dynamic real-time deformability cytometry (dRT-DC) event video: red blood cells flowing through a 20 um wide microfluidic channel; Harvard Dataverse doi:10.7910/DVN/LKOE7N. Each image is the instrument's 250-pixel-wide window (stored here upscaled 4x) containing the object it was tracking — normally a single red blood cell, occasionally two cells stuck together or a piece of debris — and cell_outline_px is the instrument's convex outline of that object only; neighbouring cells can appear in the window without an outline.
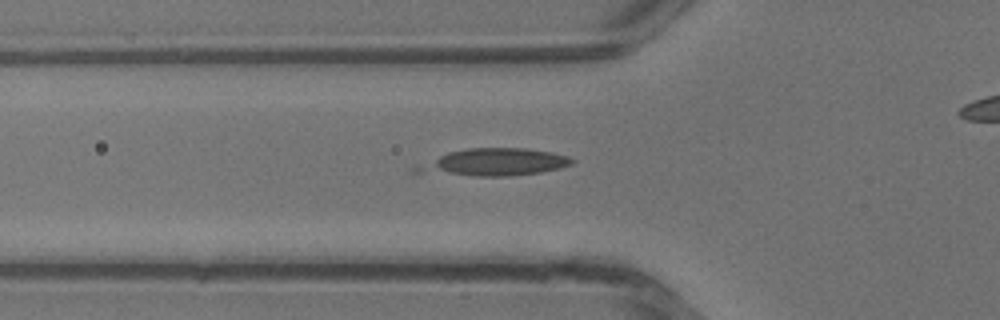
{"species": "common noctule bat (a hibernating species)", "species_latin": "Nyctalus noctula", "temperature_condition": "warm", "stored_images_in_passage": 25, "camera_frame_rate_fps": 3000, "um_per_image_px": 0.085, "animal": {"sex": "male", "body_mass_g": 13.3}, "frame": {"image": 1, "passage_image": 7, "time_ms": 2.0, "image_size_px": [1000, 320], "cell_outline_px": [[576, 160], [572, 164], [560, 168], [540, 172], [512, 176], [476, 176], [448, 172], [440, 168], [436, 164], [436, 160], [440, 156], [448, 152], [468, 148], [524, 148], [552, 152], [568, 156]], "centroid_in_image_um": [42.61, 13.74], "position_along_channel_um": 83.2, "area_um2": 22.14}}
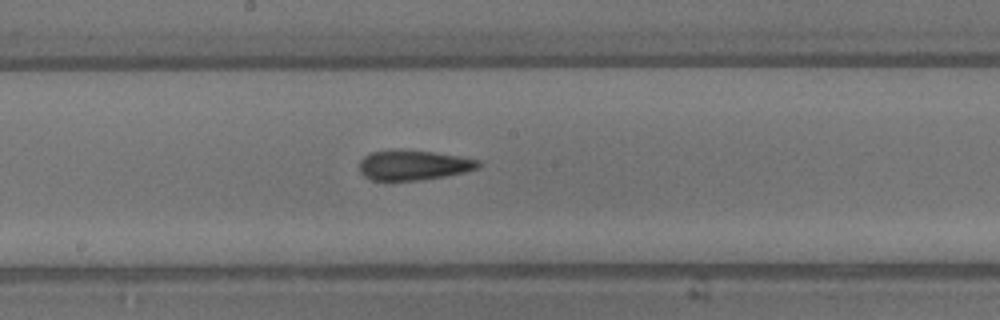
{"frame": {"image": 2, "passage_image": 14, "time_ms": 4.333, "image_size_px": [1000, 320], "cell_outline_px": [[484, 164], [476, 168], [464, 172], [444, 176], [420, 180], [372, 180], [364, 176], [360, 172], [360, 160], [364, 156], [372, 152], [392, 148], [400, 148], [432, 152], [460, 156], [480, 160]], "centroid_in_image_um": [35.13, 14.01], "position_along_channel_um": 213.1, "area_um2": 21.04}}
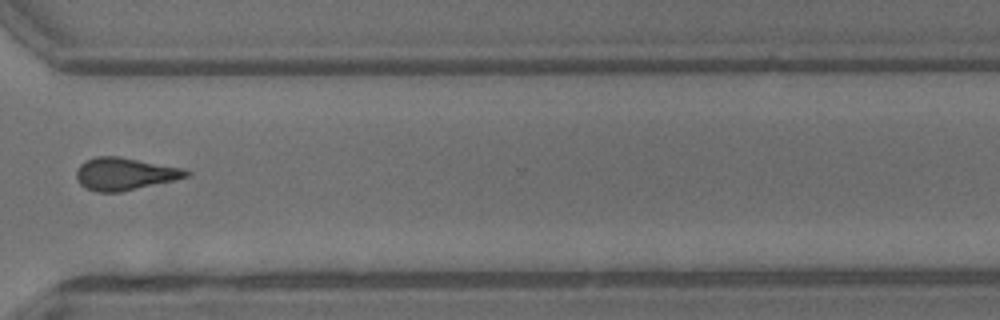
{"frame": {"image": 3, "passage_image": 22, "time_ms": 7.0, "image_size_px": [1000, 320], "cell_outline_px": [[192, 172], [188, 176], [172, 180], [120, 192], [96, 192], [84, 188], [80, 184], [76, 176], [76, 168], [84, 160], [96, 156], [120, 156], [184, 168]], "centroid_in_image_um": [10.56, 14.76], "position_along_channel_um": 360.0, "area_um2": 20.87}}